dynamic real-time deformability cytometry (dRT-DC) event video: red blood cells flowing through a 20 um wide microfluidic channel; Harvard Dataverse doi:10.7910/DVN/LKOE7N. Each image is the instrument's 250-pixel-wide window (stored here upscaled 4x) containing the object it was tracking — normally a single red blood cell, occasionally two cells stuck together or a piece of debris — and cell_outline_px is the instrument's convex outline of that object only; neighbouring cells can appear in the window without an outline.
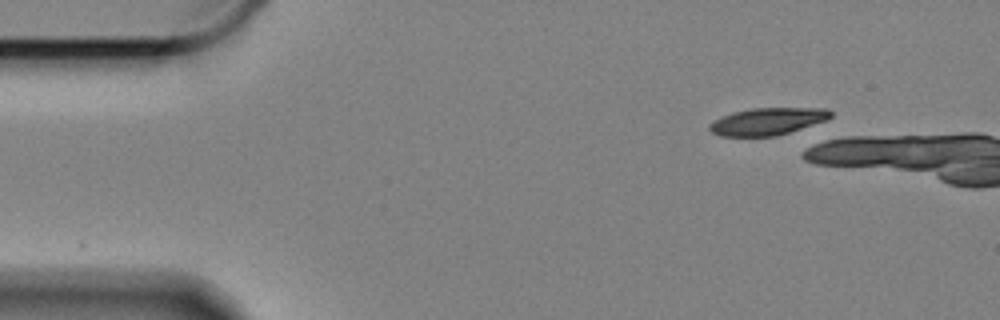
{"species": "Egyptian fruit bat (a non-hibernating species)", "species_latin": "Rousettus aegyptiacus", "temperature_condition": "cold", "stored_images_in_passage": 4, "camera_frame_rate_fps": 3000, "um_per_image_px": 0.085, "animal": {"sex": "female"}, "frame": {"image": 1, "passage_image": 1, "time_ms": 0.0, "image_size_px": [1000, 320], "cell_outline_px": [[832, 116], [824, 120], [776, 136], [720, 136], [712, 132], [708, 128], [708, 124], [732, 112], [752, 108], [824, 108], [832, 112]], "centroid_in_image_um": [65.2, 10.31], "position_along_channel_um": 19.8, "area_um2": 18.84}}